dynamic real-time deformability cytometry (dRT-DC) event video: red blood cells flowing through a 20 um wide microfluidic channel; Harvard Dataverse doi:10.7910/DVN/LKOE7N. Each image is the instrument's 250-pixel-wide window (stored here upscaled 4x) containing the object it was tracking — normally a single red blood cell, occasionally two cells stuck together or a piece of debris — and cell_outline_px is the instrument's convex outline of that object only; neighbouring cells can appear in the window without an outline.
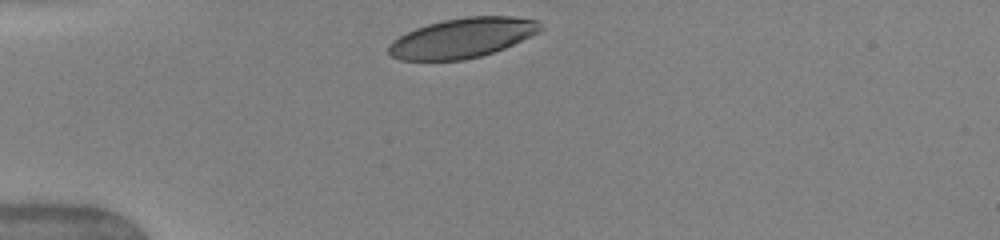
{"species": "human", "species_latin": "Homo sapiens", "temperature_condition": "warm", "stored_images_in_passage": 30, "camera_frame_rate_fps": 3000, "um_per_image_px": 0.085, "donor": {"sex": "female"}, "frame": {"image": 1, "passage_image": 1, "time_ms": 0.0, "image_size_px": [1000, 240], "cell_outline_px": [[544, 28], [540, 32], [504, 48], [480, 56], [464, 60], [400, 60], [392, 56], [388, 52], [388, 44], [392, 40], [416, 28], [428, 24], [444, 20], [468, 16], [512, 16], [536, 20]], "centroid_in_image_um": [39.31, 3.22], "position_along_channel_um": 45.7, "area_um2": 35.03}, "authors_computed_cell_mechanics": {"area_um2": 38.2925, "velocity_mm_per_s": 4.0507, "shape_relaxation_time_tau1_ms": 2.0721, "shape_relaxation_time_tau2_ms": null, "deformation_change_tau1": 0.1317, "deformation_change_tau2": null}}